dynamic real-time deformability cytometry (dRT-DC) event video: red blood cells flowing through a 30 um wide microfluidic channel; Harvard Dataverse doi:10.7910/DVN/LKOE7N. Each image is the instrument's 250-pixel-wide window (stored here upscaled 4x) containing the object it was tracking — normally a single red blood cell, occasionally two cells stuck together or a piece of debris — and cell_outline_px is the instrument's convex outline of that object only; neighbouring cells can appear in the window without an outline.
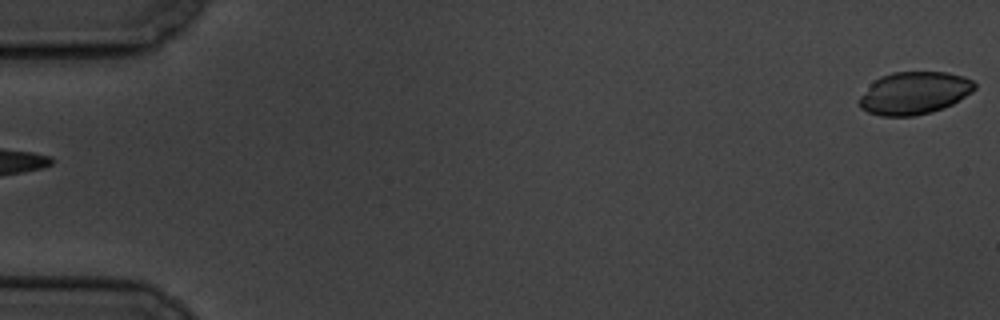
{"species": "common noctule bat (a hibernating species)", "species_latin": "Nyctalus noctula", "temperature_condition": "cold", "stored_images_in_passage": 2, "camera_frame_rate_fps": 3000, "um_per_image_px": 0.085, "animal": {"sex": "male", "body_mass_g": 19.5, "forearm_length_mm": 54.6}, "frame": {"image": 1, "passage_image": 2, "time_ms": 1.333, "image_size_px": [1000, 320], "cell_outline_px": [[976, 88], [972, 92], [952, 104], [944, 108], [932, 112], [912, 116], [880, 116], [868, 112], [860, 108], [860, 96], [880, 76], [892, 72], [948, 72], [964, 76], [972, 80], [976, 84]], "centroid_in_image_um": [77.74, 7.91], "position_along_channel_um": 7.3, "area_um2": 28.55}}